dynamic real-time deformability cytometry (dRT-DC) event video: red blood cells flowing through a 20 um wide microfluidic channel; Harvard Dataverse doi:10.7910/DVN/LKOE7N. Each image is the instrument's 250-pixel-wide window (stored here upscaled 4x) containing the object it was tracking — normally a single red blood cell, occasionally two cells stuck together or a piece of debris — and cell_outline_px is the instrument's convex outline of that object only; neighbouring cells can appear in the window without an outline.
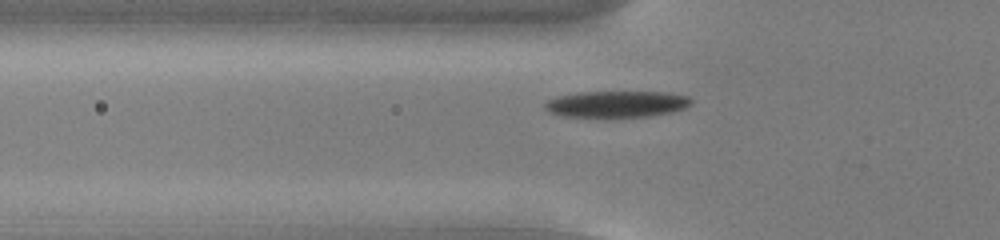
{"species": "common noctule bat (a hibernating species)", "species_latin": "Nyctalus noctula", "temperature_condition": "cold", "stored_images_in_passage": 49, "camera_frame_rate_fps": 3000, "um_per_image_px": 0.085, "animal": {"sex": "male", "body_mass_g": 13.0, "forearm_length_mm": 53.1}, "frame": {"image": 1, "passage_image": 13, "time_ms": 4.0, "image_size_px": [1000, 240], "cell_outline_px": [[692, 104], [684, 108], [672, 112], [648, 116], [604, 120], [560, 116], [548, 112], [544, 108], [544, 104], [548, 100], [556, 96], [576, 92], [668, 92], [688, 96], [692, 100]], "centroid_in_image_um": [52.34, 8.89], "position_along_channel_um": 73.5, "area_um2": 23.76}}
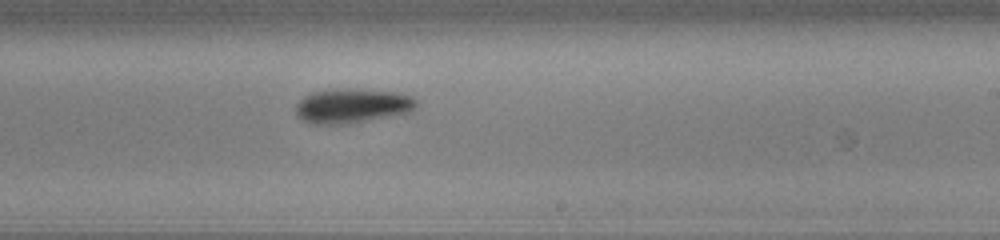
{"frame": {"image": 2, "passage_image": 28, "time_ms": 9.0, "image_size_px": [1000, 240], "cell_outline_px": [[416, 108], [412, 112], [352, 124], [312, 124], [296, 116], [296, 104], [304, 96], [312, 92], [400, 92], [412, 96], [416, 100]], "centroid_in_image_um": [29.97, 9.07], "position_along_channel_um": 259.0, "area_um2": 23.35}}
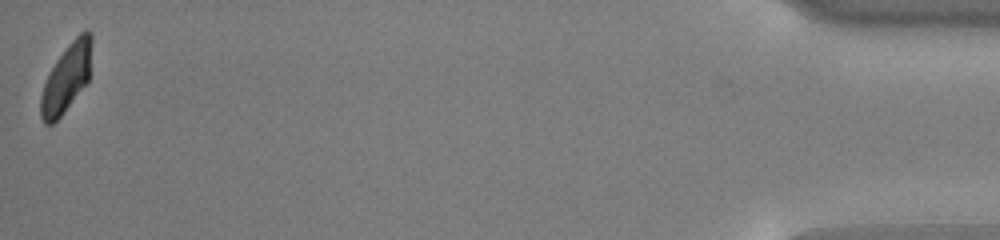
{"frame": {"image": 3, "passage_image": 49, "time_ms": 16.0, "image_size_px": [1000, 240], "cell_outline_px": [[92, 40], [88, 80], [60, 116], [52, 124], [44, 124], [40, 116], [40, 96], [44, 84], [56, 60], [68, 44], [84, 28], [88, 28], [92, 32]], "centroid_in_image_um": [5.65, 6.57], "position_along_channel_um": 429.6, "area_um2": 19.94}, "authors_computed_cell_mechanics": {"area_um2": 22.1374, "velocity_mm_per_s": 3.7223, "shape_relaxation_time_tau1_ms": 3.1194, "shape_relaxation_time_tau2_ms": null, "deformation_change_tau1": 0.1369, "deformation_change_tau2": null}}